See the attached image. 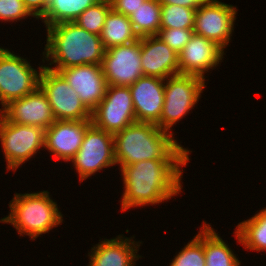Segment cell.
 Listing matches in <instances>:
<instances>
[{"label":"cell","instance_id":"cell-15","mask_svg":"<svg viewBox=\"0 0 266 266\" xmlns=\"http://www.w3.org/2000/svg\"><path fill=\"white\" fill-rule=\"evenodd\" d=\"M164 81L159 77L142 76L129 86L136 122L152 123L159 127L165 97Z\"/></svg>","mask_w":266,"mask_h":266},{"label":"cell","instance_id":"cell-10","mask_svg":"<svg viewBox=\"0 0 266 266\" xmlns=\"http://www.w3.org/2000/svg\"><path fill=\"white\" fill-rule=\"evenodd\" d=\"M71 161L80 176V181L104 167L115 165L113 134L92 124L86 130L80 149Z\"/></svg>","mask_w":266,"mask_h":266},{"label":"cell","instance_id":"cell-19","mask_svg":"<svg viewBox=\"0 0 266 266\" xmlns=\"http://www.w3.org/2000/svg\"><path fill=\"white\" fill-rule=\"evenodd\" d=\"M121 237L106 239L91 248L89 266H133V261L139 257L135 253L140 244L136 245L130 238L123 240Z\"/></svg>","mask_w":266,"mask_h":266},{"label":"cell","instance_id":"cell-14","mask_svg":"<svg viewBox=\"0 0 266 266\" xmlns=\"http://www.w3.org/2000/svg\"><path fill=\"white\" fill-rule=\"evenodd\" d=\"M58 72L78 94L85 107L92 112L104 98L108 87L101 64H86Z\"/></svg>","mask_w":266,"mask_h":266},{"label":"cell","instance_id":"cell-18","mask_svg":"<svg viewBox=\"0 0 266 266\" xmlns=\"http://www.w3.org/2000/svg\"><path fill=\"white\" fill-rule=\"evenodd\" d=\"M141 61L144 76L168 79L180 74L178 54L157 35L141 37Z\"/></svg>","mask_w":266,"mask_h":266},{"label":"cell","instance_id":"cell-32","mask_svg":"<svg viewBox=\"0 0 266 266\" xmlns=\"http://www.w3.org/2000/svg\"><path fill=\"white\" fill-rule=\"evenodd\" d=\"M207 0H159L161 5H178L191 9H198Z\"/></svg>","mask_w":266,"mask_h":266},{"label":"cell","instance_id":"cell-28","mask_svg":"<svg viewBox=\"0 0 266 266\" xmlns=\"http://www.w3.org/2000/svg\"><path fill=\"white\" fill-rule=\"evenodd\" d=\"M193 34V29H160L157 36L179 54Z\"/></svg>","mask_w":266,"mask_h":266},{"label":"cell","instance_id":"cell-7","mask_svg":"<svg viewBox=\"0 0 266 266\" xmlns=\"http://www.w3.org/2000/svg\"><path fill=\"white\" fill-rule=\"evenodd\" d=\"M0 141L7 169L16 170L44 147L45 130L37 126L20 125L0 116Z\"/></svg>","mask_w":266,"mask_h":266},{"label":"cell","instance_id":"cell-31","mask_svg":"<svg viewBox=\"0 0 266 266\" xmlns=\"http://www.w3.org/2000/svg\"><path fill=\"white\" fill-rule=\"evenodd\" d=\"M25 7L37 19L41 18L47 10L49 0H23Z\"/></svg>","mask_w":266,"mask_h":266},{"label":"cell","instance_id":"cell-26","mask_svg":"<svg viewBox=\"0 0 266 266\" xmlns=\"http://www.w3.org/2000/svg\"><path fill=\"white\" fill-rule=\"evenodd\" d=\"M111 9L110 0H100L81 13L74 23L86 31L100 36L105 18Z\"/></svg>","mask_w":266,"mask_h":266},{"label":"cell","instance_id":"cell-25","mask_svg":"<svg viewBox=\"0 0 266 266\" xmlns=\"http://www.w3.org/2000/svg\"><path fill=\"white\" fill-rule=\"evenodd\" d=\"M196 9L161 5L160 29H193Z\"/></svg>","mask_w":266,"mask_h":266},{"label":"cell","instance_id":"cell-3","mask_svg":"<svg viewBox=\"0 0 266 266\" xmlns=\"http://www.w3.org/2000/svg\"><path fill=\"white\" fill-rule=\"evenodd\" d=\"M47 44L43 55L56 64L50 70H61L86 64H101L105 48L100 36L86 31L74 22L47 27Z\"/></svg>","mask_w":266,"mask_h":266},{"label":"cell","instance_id":"cell-8","mask_svg":"<svg viewBox=\"0 0 266 266\" xmlns=\"http://www.w3.org/2000/svg\"><path fill=\"white\" fill-rule=\"evenodd\" d=\"M39 87L48 98L56 120H91V112L58 72L44 66Z\"/></svg>","mask_w":266,"mask_h":266},{"label":"cell","instance_id":"cell-2","mask_svg":"<svg viewBox=\"0 0 266 266\" xmlns=\"http://www.w3.org/2000/svg\"><path fill=\"white\" fill-rule=\"evenodd\" d=\"M113 137L115 162L120 167L145 160H190L189 150L172 133L152 123L134 122Z\"/></svg>","mask_w":266,"mask_h":266},{"label":"cell","instance_id":"cell-11","mask_svg":"<svg viewBox=\"0 0 266 266\" xmlns=\"http://www.w3.org/2000/svg\"><path fill=\"white\" fill-rule=\"evenodd\" d=\"M108 86L129 87L142 72L141 37L139 40L105 49L101 63Z\"/></svg>","mask_w":266,"mask_h":266},{"label":"cell","instance_id":"cell-12","mask_svg":"<svg viewBox=\"0 0 266 266\" xmlns=\"http://www.w3.org/2000/svg\"><path fill=\"white\" fill-rule=\"evenodd\" d=\"M236 9L218 0H207L195 12L193 31L218 44L228 45L234 26Z\"/></svg>","mask_w":266,"mask_h":266},{"label":"cell","instance_id":"cell-9","mask_svg":"<svg viewBox=\"0 0 266 266\" xmlns=\"http://www.w3.org/2000/svg\"><path fill=\"white\" fill-rule=\"evenodd\" d=\"M91 122L113 135L136 122L130 88L109 85L104 98L91 112Z\"/></svg>","mask_w":266,"mask_h":266},{"label":"cell","instance_id":"cell-20","mask_svg":"<svg viewBox=\"0 0 266 266\" xmlns=\"http://www.w3.org/2000/svg\"><path fill=\"white\" fill-rule=\"evenodd\" d=\"M105 49L128 44L140 39L135 32L130 18L111 9L100 34Z\"/></svg>","mask_w":266,"mask_h":266},{"label":"cell","instance_id":"cell-17","mask_svg":"<svg viewBox=\"0 0 266 266\" xmlns=\"http://www.w3.org/2000/svg\"><path fill=\"white\" fill-rule=\"evenodd\" d=\"M223 55L224 50L218 44L194 33L178 54L179 72L205 79V71L216 67Z\"/></svg>","mask_w":266,"mask_h":266},{"label":"cell","instance_id":"cell-21","mask_svg":"<svg viewBox=\"0 0 266 266\" xmlns=\"http://www.w3.org/2000/svg\"><path fill=\"white\" fill-rule=\"evenodd\" d=\"M202 228L206 266H240V261L214 229L206 223Z\"/></svg>","mask_w":266,"mask_h":266},{"label":"cell","instance_id":"cell-5","mask_svg":"<svg viewBox=\"0 0 266 266\" xmlns=\"http://www.w3.org/2000/svg\"><path fill=\"white\" fill-rule=\"evenodd\" d=\"M164 104L159 128L167 131L197 103L205 87V79L195 75H175L165 79Z\"/></svg>","mask_w":266,"mask_h":266},{"label":"cell","instance_id":"cell-4","mask_svg":"<svg viewBox=\"0 0 266 266\" xmlns=\"http://www.w3.org/2000/svg\"><path fill=\"white\" fill-rule=\"evenodd\" d=\"M9 204L10 215L0 219V222L11 223L19 235L24 233L32 240L63 221L56 202L50 199L47 191L15 194Z\"/></svg>","mask_w":266,"mask_h":266},{"label":"cell","instance_id":"cell-23","mask_svg":"<svg viewBox=\"0 0 266 266\" xmlns=\"http://www.w3.org/2000/svg\"><path fill=\"white\" fill-rule=\"evenodd\" d=\"M235 233L238 242L246 249L266 250V208L238 224Z\"/></svg>","mask_w":266,"mask_h":266},{"label":"cell","instance_id":"cell-13","mask_svg":"<svg viewBox=\"0 0 266 266\" xmlns=\"http://www.w3.org/2000/svg\"><path fill=\"white\" fill-rule=\"evenodd\" d=\"M0 113L6 121L37 126L44 130L56 121L49 100L40 87L20 99L9 102L0 109Z\"/></svg>","mask_w":266,"mask_h":266},{"label":"cell","instance_id":"cell-16","mask_svg":"<svg viewBox=\"0 0 266 266\" xmlns=\"http://www.w3.org/2000/svg\"><path fill=\"white\" fill-rule=\"evenodd\" d=\"M91 125V120H56L45 130L44 148L51 151L57 160L71 161Z\"/></svg>","mask_w":266,"mask_h":266},{"label":"cell","instance_id":"cell-1","mask_svg":"<svg viewBox=\"0 0 266 266\" xmlns=\"http://www.w3.org/2000/svg\"><path fill=\"white\" fill-rule=\"evenodd\" d=\"M189 160H145L122 166L124 181L122 211L156 204L181 192L182 166Z\"/></svg>","mask_w":266,"mask_h":266},{"label":"cell","instance_id":"cell-6","mask_svg":"<svg viewBox=\"0 0 266 266\" xmlns=\"http://www.w3.org/2000/svg\"><path fill=\"white\" fill-rule=\"evenodd\" d=\"M7 49L0 48V101L2 107L9 102L32 93L39 87V73L27 62Z\"/></svg>","mask_w":266,"mask_h":266},{"label":"cell","instance_id":"cell-22","mask_svg":"<svg viewBox=\"0 0 266 266\" xmlns=\"http://www.w3.org/2000/svg\"><path fill=\"white\" fill-rule=\"evenodd\" d=\"M100 0H49L41 17L46 27L61 22H74L87 8Z\"/></svg>","mask_w":266,"mask_h":266},{"label":"cell","instance_id":"cell-27","mask_svg":"<svg viewBox=\"0 0 266 266\" xmlns=\"http://www.w3.org/2000/svg\"><path fill=\"white\" fill-rule=\"evenodd\" d=\"M172 260L170 266H206L203 229Z\"/></svg>","mask_w":266,"mask_h":266},{"label":"cell","instance_id":"cell-29","mask_svg":"<svg viewBox=\"0 0 266 266\" xmlns=\"http://www.w3.org/2000/svg\"><path fill=\"white\" fill-rule=\"evenodd\" d=\"M33 16L23 0H0V20L14 21L25 16Z\"/></svg>","mask_w":266,"mask_h":266},{"label":"cell","instance_id":"cell-24","mask_svg":"<svg viewBox=\"0 0 266 266\" xmlns=\"http://www.w3.org/2000/svg\"><path fill=\"white\" fill-rule=\"evenodd\" d=\"M129 18L139 37L157 35L161 25L159 0H147Z\"/></svg>","mask_w":266,"mask_h":266},{"label":"cell","instance_id":"cell-30","mask_svg":"<svg viewBox=\"0 0 266 266\" xmlns=\"http://www.w3.org/2000/svg\"><path fill=\"white\" fill-rule=\"evenodd\" d=\"M112 9L120 14L130 17L135 10L147 0H110Z\"/></svg>","mask_w":266,"mask_h":266}]
</instances>
